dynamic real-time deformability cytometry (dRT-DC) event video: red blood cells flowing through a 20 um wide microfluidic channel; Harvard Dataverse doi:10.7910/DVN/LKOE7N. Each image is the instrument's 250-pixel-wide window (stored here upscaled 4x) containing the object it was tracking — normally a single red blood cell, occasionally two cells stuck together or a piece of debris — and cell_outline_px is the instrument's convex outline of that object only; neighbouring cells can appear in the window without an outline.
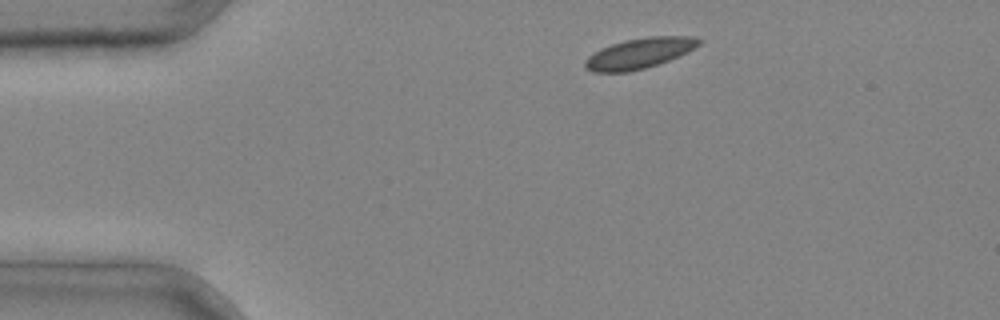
{"species": "common noctule bat (a hibernating species)", "species_latin": "Nyctalus noctula", "temperature_condition": "cold", "stored_images_in_passage": 4, "segment_of_instrument_passage": [2, 2], "camera_frame_rate_fps": 3000, "um_per_image_px": 0.085, "animal": {"sex": "male", "body_mass_g": 20.4}, "frame": {"image": 1, "passage_image": 4, "time_ms": 1.0, "image_size_px": [1000, 320], "cell_outline_px": [[704, 40], [700, 44], [688, 52], [668, 60], [644, 68], [628, 72], [592, 72], [584, 68], [584, 60], [588, 56], [612, 44], [624, 40], [648, 36], [696, 36]], "centroid_in_image_um": [54.37, 4.52], "position_along_channel_um": 30.6, "area_um2": 20.17}}